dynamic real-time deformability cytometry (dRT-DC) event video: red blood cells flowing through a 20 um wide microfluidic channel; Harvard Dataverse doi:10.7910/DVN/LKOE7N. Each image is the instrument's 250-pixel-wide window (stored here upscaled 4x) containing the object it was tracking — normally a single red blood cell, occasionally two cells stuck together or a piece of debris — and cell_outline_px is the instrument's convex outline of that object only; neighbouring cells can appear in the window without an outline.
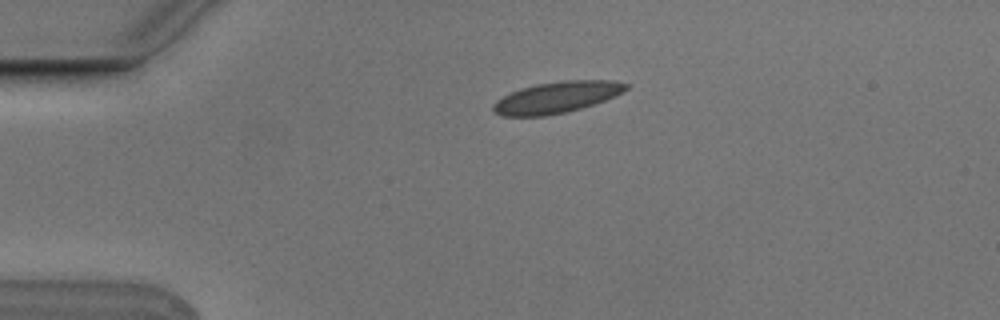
{"species": "Egyptian fruit bat (a non-hibernating species)", "species_latin": "Rousettus aegyptiacus", "temperature_condition": "cold", "stored_images_in_passage": 2, "camera_frame_rate_fps": 3000, "um_per_image_px": 0.085, "animal": {"sex": "male"}, "frame": {"image": 1, "passage_image": 1, "time_ms": 0.0, "image_size_px": [1000, 320], "cell_outline_px": [[628, 88], [604, 100], [568, 112], [544, 116], [504, 116], [496, 112], [492, 108], [492, 104], [496, 100], [520, 88], [536, 84], [560, 80], [612, 80], [628, 84]], "centroid_in_image_um": [47.28, 8.27], "position_along_channel_um": 37.7, "area_um2": 23.99}}